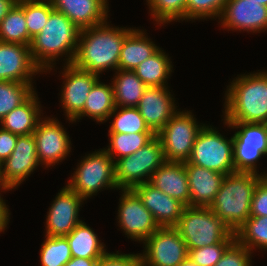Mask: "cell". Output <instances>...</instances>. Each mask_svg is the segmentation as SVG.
Listing matches in <instances>:
<instances>
[{"instance_id":"obj_1","label":"cell","mask_w":267,"mask_h":266,"mask_svg":"<svg viewBox=\"0 0 267 266\" xmlns=\"http://www.w3.org/2000/svg\"><path fill=\"white\" fill-rule=\"evenodd\" d=\"M133 28L103 24L80 30L78 45L72 64L91 73L118 69L121 48L126 35Z\"/></svg>"},{"instance_id":"obj_2","label":"cell","mask_w":267,"mask_h":266,"mask_svg":"<svg viewBox=\"0 0 267 266\" xmlns=\"http://www.w3.org/2000/svg\"><path fill=\"white\" fill-rule=\"evenodd\" d=\"M79 32L80 29L65 14L53 9L41 32L32 38L30 54L34 63L43 73H50L60 57H67L63 59L64 63L72 64Z\"/></svg>"},{"instance_id":"obj_3","label":"cell","mask_w":267,"mask_h":266,"mask_svg":"<svg viewBox=\"0 0 267 266\" xmlns=\"http://www.w3.org/2000/svg\"><path fill=\"white\" fill-rule=\"evenodd\" d=\"M225 122L267 124V71L240 74L225 91Z\"/></svg>"},{"instance_id":"obj_4","label":"cell","mask_w":267,"mask_h":266,"mask_svg":"<svg viewBox=\"0 0 267 266\" xmlns=\"http://www.w3.org/2000/svg\"><path fill=\"white\" fill-rule=\"evenodd\" d=\"M262 177V172H233L225 175L210 209L233 233L250 217L253 193Z\"/></svg>"},{"instance_id":"obj_5","label":"cell","mask_w":267,"mask_h":266,"mask_svg":"<svg viewBox=\"0 0 267 266\" xmlns=\"http://www.w3.org/2000/svg\"><path fill=\"white\" fill-rule=\"evenodd\" d=\"M175 228L188 250L217 243H232L235 240V233L210 207L186 206Z\"/></svg>"},{"instance_id":"obj_6","label":"cell","mask_w":267,"mask_h":266,"mask_svg":"<svg viewBox=\"0 0 267 266\" xmlns=\"http://www.w3.org/2000/svg\"><path fill=\"white\" fill-rule=\"evenodd\" d=\"M67 186L80 197L87 200L103 189H116L115 161L103 149L86 154L78 163Z\"/></svg>"},{"instance_id":"obj_7","label":"cell","mask_w":267,"mask_h":266,"mask_svg":"<svg viewBox=\"0 0 267 266\" xmlns=\"http://www.w3.org/2000/svg\"><path fill=\"white\" fill-rule=\"evenodd\" d=\"M166 161L160 139L155 136L135 153L115 161V180L119 190L133 189L149 182L152 174Z\"/></svg>"},{"instance_id":"obj_8","label":"cell","mask_w":267,"mask_h":266,"mask_svg":"<svg viewBox=\"0 0 267 266\" xmlns=\"http://www.w3.org/2000/svg\"><path fill=\"white\" fill-rule=\"evenodd\" d=\"M187 162L224 175L235 172L233 137L228 139L216 128L205 124L196 137Z\"/></svg>"},{"instance_id":"obj_9","label":"cell","mask_w":267,"mask_h":266,"mask_svg":"<svg viewBox=\"0 0 267 266\" xmlns=\"http://www.w3.org/2000/svg\"><path fill=\"white\" fill-rule=\"evenodd\" d=\"M194 116L190 110H178L156 134L166 161L186 162L189 159L196 137L206 124H198Z\"/></svg>"},{"instance_id":"obj_10","label":"cell","mask_w":267,"mask_h":266,"mask_svg":"<svg viewBox=\"0 0 267 266\" xmlns=\"http://www.w3.org/2000/svg\"><path fill=\"white\" fill-rule=\"evenodd\" d=\"M223 123L229 129L237 130L232 136L235 172L259 174L257 162L262 156L267 155V124L225 121Z\"/></svg>"},{"instance_id":"obj_11","label":"cell","mask_w":267,"mask_h":266,"mask_svg":"<svg viewBox=\"0 0 267 266\" xmlns=\"http://www.w3.org/2000/svg\"><path fill=\"white\" fill-rule=\"evenodd\" d=\"M143 245L142 266H179L188 257L186 243L175 227H159Z\"/></svg>"},{"instance_id":"obj_12","label":"cell","mask_w":267,"mask_h":266,"mask_svg":"<svg viewBox=\"0 0 267 266\" xmlns=\"http://www.w3.org/2000/svg\"><path fill=\"white\" fill-rule=\"evenodd\" d=\"M119 198L117 223L128 239L143 243L158 228L151 212L132 189H122Z\"/></svg>"},{"instance_id":"obj_13","label":"cell","mask_w":267,"mask_h":266,"mask_svg":"<svg viewBox=\"0 0 267 266\" xmlns=\"http://www.w3.org/2000/svg\"><path fill=\"white\" fill-rule=\"evenodd\" d=\"M33 135L36 140L38 161L45 168L62 162L72 150L71 140L66 129L54 117L43 116Z\"/></svg>"},{"instance_id":"obj_14","label":"cell","mask_w":267,"mask_h":266,"mask_svg":"<svg viewBox=\"0 0 267 266\" xmlns=\"http://www.w3.org/2000/svg\"><path fill=\"white\" fill-rule=\"evenodd\" d=\"M62 72V89L60 103L67 117L73 120L83 111L85 101L94 83L101 77L89 71L75 67L73 64H64Z\"/></svg>"},{"instance_id":"obj_15","label":"cell","mask_w":267,"mask_h":266,"mask_svg":"<svg viewBox=\"0 0 267 266\" xmlns=\"http://www.w3.org/2000/svg\"><path fill=\"white\" fill-rule=\"evenodd\" d=\"M83 199L67 185L64 186L52 201L46 216L45 236H66L81 220L80 207Z\"/></svg>"},{"instance_id":"obj_16","label":"cell","mask_w":267,"mask_h":266,"mask_svg":"<svg viewBox=\"0 0 267 266\" xmlns=\"http://www.w3.org/2000/svg\"><path fill=\"white\" fill-rule=\"evenodd\" d=\"M224 29L260 33L267 31V7L259 2L227 0L219 17Z\"/></svg>"},{"instance_id":"obj_17","label":"cell","mask_w":267,"mask_h":266,"mask_svg":"<svg viewBox=\"0 0 267 266\" xmlns=\"http://www.w3.org/2000/svg\"><path fill=\"white\" fill-rule=\"evenodd\" d=\"M40 163L38 161L36 140L33 134L18 136L11 155L2 162L4 184L10 189H17Z\"/></svg>"},{"instance_id":"obj_18","label":"cell","mask_w":267,"mask_h":266,"mask_svg":"<svg viewBox=\"0 0 267 266\" xmlns=\"http://www.w3.org/2000/svg\"><path fill=\"white\" fill-rule=\"evenodd\" d=\"M42 70L34 63L30 46L0 41V81L33 84Z\"/></svg>"},{"instance_id":"obj_19","label":"cell","mask_w":267,"mask_h":266,"mask_svg":"<svg viewBox=\"0 0 267 266\" xmlns=\"http://www.w3.org/2000/svg\"><path fill=\"white\" fill-rule=\"evenodd\" d=\"M168 86H149L137 106L150 130L156 135L180 109Z\"/></svg>"},{"instance_id":"obj_20","label":"cell","mask_w":267,"mask_h":266,"mask_svg":"<svg viewBox=\"0 0 267 266\" xmlns=\"http://www.w3.org/2000/svg\"><path fill=\"white\" fill-rule=\"evenodd\" d=\"M142 200L143 205L151 212L159 227H175L186 207L149 182L135 186L132 189Z\"/></svg>"},{"instance_id":"obj_21","label":"cell","mask_w":267,"mask_h":266,"mask_svg":"<svg viewBox=\"0 0 267 266\" xmlns=\"http://www.w3.org/2000/svg\"><path fill=\"white\" fill-rule=\"evenodd\" d=\"M54 10L65 14L80 30L105 23L108 0H50Z\"/></svg>"},{"instance_id":"obj_22","label":"cell","mask_w":267,"mask_h":266,"mask_svg":"<svg viewBox=\"0 0 267 266\" xmlns=\"http://www.w3.org/2000/svg\"><path fill=\"white\" fill-rule=\"evenodd\" d=\"M184 164L188 176L190 206L210 207L225 175L187 161Z\"/></svg>"},{"instance_id":"obj_23","label":"cell","mask_w":267,"mask_h":266,"mask_svg":"<svg viewBox=\"0 0 267 266\" xmlns=\"http://www.w3.org/2000/svg\"><path fill=\"white\" fill-rule=\"evenodd\" d=\"M149 183L185 206H190L188 176L184 162L165 161L152 174Z\"/></svg>"},{"instance_id":"obj_24","label":"cell","mask_w":267,"mask_h":266,"mask_svg":"<svg viewBox=\"0 0 267 266\" xmlns=\"http://www.w3.org/2000/svg\"><path fill=\"white\" fill-rule=\"evenodd\" d=\"M41 107L38 94L34 92L24 103L8 113L0 121V126L18 136L31 135L42 119Z\"/></svg>"},{"instance_id":"obj_25","label":"cell","mask_w":267,"mask_h":266,"mask_svg":"<svg viewBox=\"0 0 267 266\" xmlns=\"http://www.w3.org/2000/svg\"><path fill=\"white\" fill-rule=\"evenodd\" d=\"M145 32L134 28L126 35L118 62L119 70L133 71L141 62L150 58L160 49Z\"/></svg>"},{"instance_id":"obj_26","label":"cell","mask_w":267,"mask_h":266,"mask_svg":"<svg viewBox=\"0 0 267 266\" xmlns=\"http://www.w3.org/2000/svg\"><path fill=\"white\" fill-rule=\"evenodd\" d=\"M115 107L112 82L105 84L98 79L87 96L83 111L73 120V123L85 116L94 119L97 123H105L110 120L109 115Z\"/></svg>"},{"instance_id":"obj_27","label":"cell","mask_w":267,"mask_h":266,"mask_svg":"<svg viewBox=\"0 0 267 266\" xmlns=\"http://www.w3.org/2000/svg\"><path fill=\"white\" fill-rule=\"evenodd\" d=\"M69 242L72 257L100 259L107 251L97 234L85 222L81 221L65 236Z\"/></svg>"},{"instance_id":"obj_28","label":"cell","mask_w":267,"mask_h":266,"mask_svg":"<svg viewBox=\"0 0 267 266\" xmlns=\"http://www.w3.org/2000/svg\"><path fill=\"white\" fill-rule=\"evenodd\" d=\"M115 72L114 78L111 79L115 106L137 107L147 86L134 71L117 69Z\"/></svg>"},{"instance_id":"obj_29","label":"cell","mask_w":267,"mask_h":266,"mask_svg":"<svg viewBox=\"0 0 267 266\" xmlns=\"http://www.w3.org/2000/svg\"><path fill=\"white\" fill-rule=\"evenodd\" d=\"M133 71L147 87L167 86V80L173 72V64L168 54L160 48Z\"/></svg>"},{"instance_id":"obj_30","label":"cell","mask_w":267,"mask_h":266,"mask_svg":"<svg viewBox=\"0 0 267 266\" xmlns=\"http://www.w3.org/2000/svg\"><path fill=\"white\" fill-rule=\"evenodd\" d=\"M0 41L30 46L32 38L26 26L24 0H18V3L1 21Z\"/></svg>"},{"instance_id":"obj_31","label":"cell","mask_w":267,"mask_h":266,"mask_svg":"<svg viewBox=\"0 0 267 266\" xmlns=\"http://www.w3.org/2000/svg\"><path fill=\"white\" fill-rule=\"evenodd\" d=\"M109 145L104 148L111 158L117 159L129 156L135 153L138 149L144 147L156 135L153 132L139 133H108Z\"/></svg>"},{"instance_id":"obj_32","label":"cell","mask_w":267,"mask_h":266,"mask_svg":"<svg viewBox=\"0 0 267 266\" xmlns=\"http://www.w3.org/2000/svg\"><path fill=\"white\" fill-rule=\"evenodd\" d=\"M235 239L252 252L267 251V216H250L235 233Z\"/></svg>"},{"instance_id":"obj_33","label":"cell","mask_w":267,"mask_h":266,"mask_svg":"<svg viewBox=\"0 0 267 266\" xmlns=\"http://www.w3.org/2000/svg\"><path fill=\"white\" fill-rule=\"evenodd\" d=\"M112 116L109 133L152 132L137 107H115L109 118Z\"/></svg>"},{"instance_id":"obj_34","label":"cell","mask_w":267,"mask_h":266,"mask_svg":"<svg viewBox=\"0 0 267 266\" xmlns=\"http://www.w3.org/2000/svg\"><path fill=\"white\" fill-rule=\"evenodd\" d=\"M33 85L14 81H0V121L36 91Z\"/></svg>"},{"instance_id":"obj_35","label":"cell","mask_w":267,"mask_h":266,"mask_svg":"<svg viewBox=\"0 0 267 266\" xmlns=\"http://www.w3.org/2000/svg\"><path fill=\"white\" fill-rule=\"evenodd\" d=\"M39 253L41 266H64L72 258L65 236H45Z\"/></svg>"},{"instance_id":"obj_36","label":"cell","mask_w":267,"mask_h":266,"mask_svg":"<svg viewBox=\"0 0 267 266\" xmlns=\"http://www.w3.org/2000/svg\"><path fill=\"white\" fill-rule=\"evenodd\" d=\"M150 15L158 26L184 21L187 0H146Z\"/></svg>"},{"instance_id":"obj_37","label":"cell","mask_w":267,"mask_h":266,"mask_svg":"<svg viewBox=\"0 0 267 266\" xmlns=\"http://www.w3.org/2000/svg\"><path fill=\"white\" fill-rule=\"evenodd\" d=\"M52 10L50 0H24L26 26L31 38L41 32Z\"/></svg>"},{"instance_id":"obj_38","label":"cell","mask_w":267,"mask_h":266,"mask_svg":"<svg viewBox=\"0 0 267 266\" xmlns=\"http://www.w3.org/2000/svg\"><path fill=\"white\" fill-rule=\"evenodd\" d=\"M226 2L227 0H187L185 22L195 19H219Z\"/></svg>"},{"instance_id":"obj_39","label":"cell","mask_w":267,"mask_h":266,"mask_svg":"<svg viewBox=\"0 0 267 266\" xmlns=\"http://www.w3.org/2000/svg\"><path fill=\"white\" fill-rule=\"evenodd\" d=\"M231 243H217L188 250V258L198 266H214L221 259L224 251Z\"/></svg>"},{"instance_id":"obj_40","label":"cell","mask_w":267,"mask_h":266,"mask_svg":"<svg viewBox=\"0 0 267 266\" xmlns=\"http://www.w3.org/2000/svg\"><path fill=\"white\" fill-rule=\"evenodd\" d=\"M252 253L251 250L235 239L214 266H252Z\"/></svg>"},{"instance_id":"obj_41","label":"cell","mask_w":267,"mask_h":266,"mask_svg":"<svg viewBox=\"0 0 267 266\" xmlns=\"http://www.w3.org/2000/svg\"><path fill=\"white\" fill-rule=\"evenodd\" d=\"M96 266H141L139 253L123 254L106 252L98 261Z\"/></svg>"},{"instance_id":"obj_42","label":"cell","mask_w":267,"mask_h":266,"mask_svg":"<svg viewBox=\"0 0 267 266\" xmlns=\"http://www.w3.org/2000/svg\"><path fill=\"white\" fill-rule=\"evenodd\" d=\"M250 216H267V180L264 177H262L255 187Z\"/></svg>"},{"instance_id":"obj_43","label":"cell","mask_w":267,"mask_h":266,"mask_svg":"<svg viewBox=\"0 0 267 266\" xmlns=\"http://www.w3.org/2000/svg\"><path fill=\"white\" fill-rule=\"evenodd\" d=\"M18 135L0 128V162H4L13 152Z\"/></svg>"},{"instance_id":"obj_44","label":"cell","mask_w":267,"mask_h":266,"mask_svg":"<svg viewBox=\"0 0 267 266\" xmlns=\"http://www.w3.org/2000/svg\"><path fill=\"white\" fill-rule=\"evenodd\" d=\"M1 195L2 194L0 193V233L4 232L10 221V210L8 209V205H6Z\"/></svg>"},{"instance_id":"obj_45","label":"cell","mask_w":267,"mask_h":266,"mask_svg":"<svg viewBox=\"0 0 267 266\" xmlns=\"http://www.w3.org/2000/svg\"><path fill=\"white\" fill-rule=\"evenodd\" d=\"M99 259H86L72 257L71 260L64 266H96Z\"/></svg>"},{"instance_id":"obj_46","label":"cell","mask_w":267,"mask_h":266,"mask_svg":"<svg viewBox=\"0 0 267 266\" xmlns=\"http://www.w3.org/2000/svg\"><path fill=\"white\" fill-rule=\"evenodd\" d=\"M17 3L18 0H0V23Z\"/></svg>"},{"instance_id":"obj_47","label":"cell","mask_w":267,"mask_h":266,"mask_svg":"<svg viewBox=\"0 0 267 266\" xmlns=\"http://www.w3.org/2000/svg\"><path fill=\"white\" fill-rule=\"evenodd\" d=\"M0 190H1V192L12 191L4 184L3 177H2V163L1 162H0Z\"/></svg>"},{"instance_id":"obj_48","label":"cell","mask_w":267,"mask_h":266,"mask_svg":"<svg viewBox=\"0 0 267 266\" xmlns=\"http://www.w3.org/2000/svg\"><path fill=\"white\" fill-rule=\"evenodd\" d=\"M179 266H198V265L187 257Z\"/></svg>"},{"instance_id":"obj_49","label":"cell","mask_w":267,"mask_h":266,"mask_svg":"<svg viewBox=\"0 0 267 266\" xmlns=\"http://www.w3.org/2000/svg\"><path fill=\"white\" fill-rule=\"evenodd\" d=\"M246 1L259 2V4H262L267 7V0H246Z\"/></svg>"},{"instance_id":"obj_50","label":"cell","mask_w":267,"mask_h":266,"mask_svg":"<svg viewBox=\"0 0 267 266\" xmlns=\"http://www.w3.org/2000/svg\"><path fill=\"white\" fill-rule=\"evenodd\" d=\"M263 173H264L263 174V177L267 180V173H266V171H264Z\"/></svg>"}]
</instances>
